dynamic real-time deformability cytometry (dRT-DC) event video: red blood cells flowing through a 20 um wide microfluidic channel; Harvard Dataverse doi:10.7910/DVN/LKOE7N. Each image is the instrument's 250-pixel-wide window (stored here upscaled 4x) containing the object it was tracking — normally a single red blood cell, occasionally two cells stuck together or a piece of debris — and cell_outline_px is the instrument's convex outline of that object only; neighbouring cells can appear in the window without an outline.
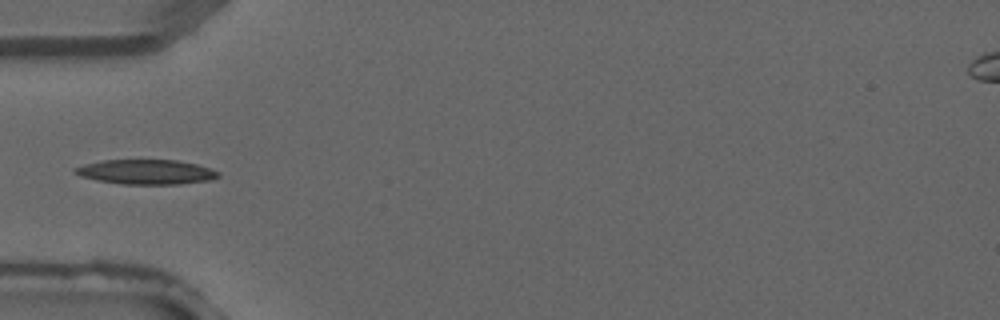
{"species": "common noctule bat (a hibernating species)", "species_latin": "Nyctalus noctula", "temperature_condition": "warm", "stored_images_in_passage": 2, "camera_frame_rate_fps": 3000, "um_per_image_px": 0.085, "animal": {"sex": "male", "forearm_length_mm": 52.5}, "frame": {"image": 1, "passage_image": 2, "time_ms": 0.333, "image_size_px": [1000, 320], "cell_outline_px": [[220, 176], [212, 180], [180, 184], [120, 184], [96, 180], [80, 176], [72, 172], [72, 168], [84, 164], [104, 160], [176, 160], [196, 164], [212, 168], [220, 172]], "centroid_in_image_um": [12.43, 14.62], "position_along_channel_um": 72.6, "area_um2": 20.87}}